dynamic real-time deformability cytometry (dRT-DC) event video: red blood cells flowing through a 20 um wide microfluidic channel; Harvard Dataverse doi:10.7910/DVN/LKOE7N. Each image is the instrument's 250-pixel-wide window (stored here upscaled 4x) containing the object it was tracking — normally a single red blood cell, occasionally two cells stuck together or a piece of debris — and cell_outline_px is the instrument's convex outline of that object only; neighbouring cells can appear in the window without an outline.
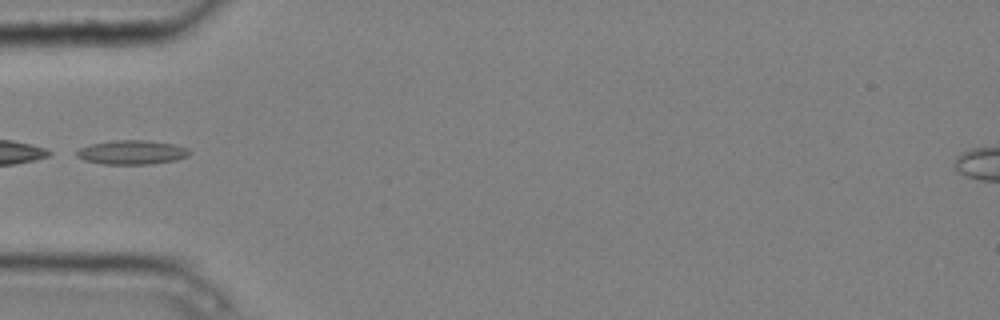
{"species": "common noctule bat (a hibernating species)", "species_latin": "Nyctalus noctula", "temperature_condition": "cold", "stored_images_in_passage": 6, "camera_frame_rate_fps": 3000, "um_per_image_px": 0.085, "animal": {"sex": "male", "body_mass_g": 20.4}, "frame": {"image": 1, "passage_image": 5, "time_ms": 1.333, "image_size_px": [1000, 320], "cell_outline_px": [[192, 152], [188, 156], [176, 160], [152, 164], [104, 164], [84, 160], [76, 156], [76, 152], [80, 148], [92, 144], [116, 140], [144, 140], [172, 144], [188, 148]], "centroid_in_image_um": [11.23, 12.95], "position_along_channel_um": 73.8, "area_um2": 15.78}}
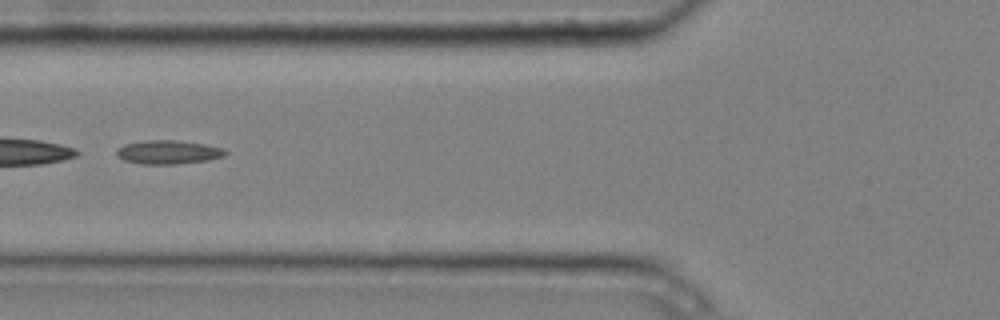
{"frame": {"image": 2, "passage_image": 6, "time_ms": 1.667, "image_size_px": [1000, 320], "cell_outline_px": [[228, 152], [224, 156], [208, 160], [176, 164], [140, 164], [124, 160], [116, 156], [116, 148], [124, 144], [148, 140], [176, 140], [204, 144], [224, 148]], "centroid_in_image_um": [14.28, 12.93], "position_along_channel_um": 111.5, "area_um2": 15.14}}